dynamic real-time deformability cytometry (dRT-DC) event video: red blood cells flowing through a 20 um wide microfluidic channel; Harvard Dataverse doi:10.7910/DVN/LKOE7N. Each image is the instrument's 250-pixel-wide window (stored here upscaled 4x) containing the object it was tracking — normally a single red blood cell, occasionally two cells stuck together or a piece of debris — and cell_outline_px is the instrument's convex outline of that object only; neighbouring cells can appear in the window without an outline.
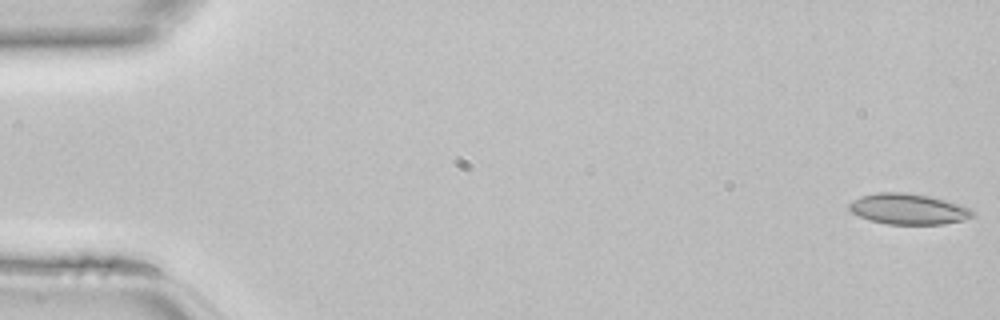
{"species": "common noctule bat (a hibernating species)", "species_latin": "Nyctalus noctula", "temperature_condition": "room temperature", "stored_images_in_passage": 45, "camera_frame_rate_fps": 3000, "um_per_image_px": 0.085, "animal": {"sex": "female", "body_mass_g": 22.7, "forearm_length_mm": 54.2}, "frame": {"image": 1, "passage_image": 1, "time_ms": 0.0, "image_size_px": [1000, 320], "cell_outline_px": [[976, 216], [964, 220], [944, 224], [888, 224], [868, 220], [852, 212], [848, 208], [848, 204], [852, 200], [860, 196], [876, 192], [908, 192], [928, 196], [960, 204], [976, 212]], "centroid_in_image_um": [77.21, 17.76], "position_along_channel_um": 7.8, "area_um2": 22.31}}
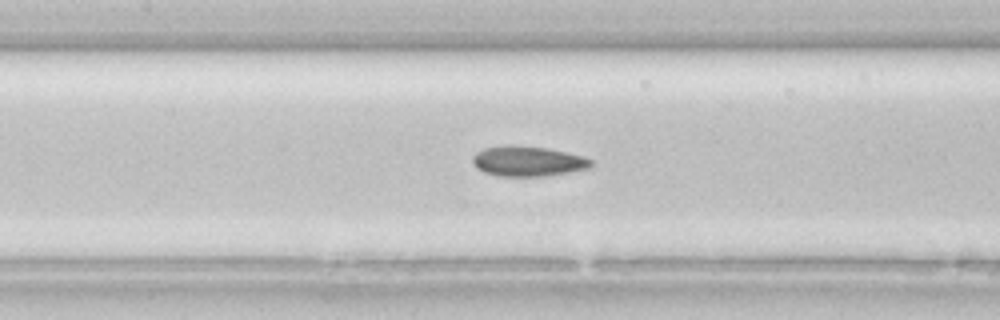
{"frame": {"image": 2, "passage_image": 21, "time_ms": 6.667, "image_size_px": [1000, 320], "cell_outline_px": [[592, 164], [588, 168], [568, 172], [544, 176], [500, 176], [484, 172], [476, 168], [472, 160], [472, 156], [476, 152], [484, 148], [504, 144], [512, 144], [548, 148], [584, 156], [592, 160]], "centroid_in_image_um": [44.83, 13.68], "position_along_channel_um": 162.6, "area_um2": 20.98}}
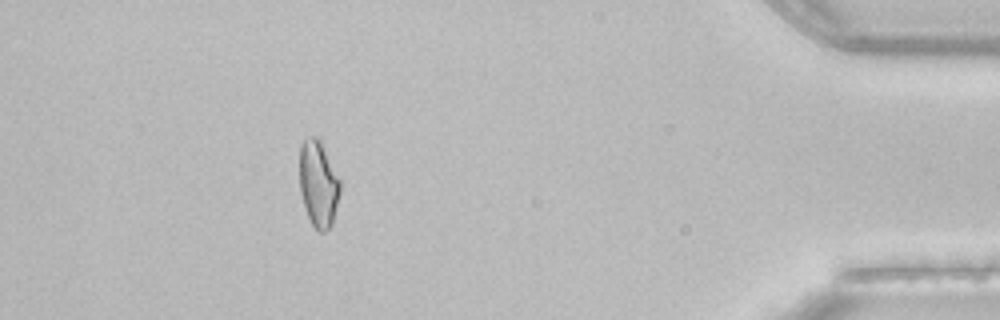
{"frame": {"image": 3, "passage_image": 41, "time_ms": 13.333, "image_size_px": [1000, 320], "cell_outline_px": [[340, 192], [332, 224], [324, 232], [320, 232], [312, 224], [308, 216], [300, 192], [300, 144], [304, 140], [312, 136], [316, 136], [320, 140], [340, 180]], "centroid_in_image_um": [27.06, 15.62], "position_along_channel_um": 408.1, "area_um2": 20.11}}